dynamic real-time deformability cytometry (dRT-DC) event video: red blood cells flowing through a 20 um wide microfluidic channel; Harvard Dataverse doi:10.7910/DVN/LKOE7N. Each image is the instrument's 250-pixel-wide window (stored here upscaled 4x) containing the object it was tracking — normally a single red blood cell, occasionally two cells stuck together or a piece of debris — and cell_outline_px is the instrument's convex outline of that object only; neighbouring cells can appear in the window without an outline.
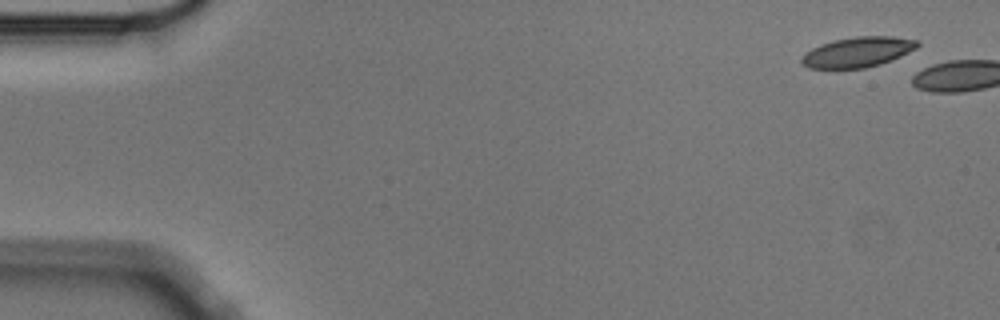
{"species": "Egyptian fruit bat (a non-hibernating species)", "species_latin": "Rousettus aegyptiacus", "temperature_condition": "cold", "stored_images_in_passage": 4, "camera_frame_rate_fps": 3000, "um_per_image_px": 0.085, "animal": {"sex": "male"}, "frame": {"image": 1, "passage_image": 1, "time_ms": 0.0, "image_size_px": [1000, 320], "cell_outline_px": [[920, 44], [916, 48], [900, 56], [880, 64], [864, 68], [808, 68], [800, 64], [800, 60], [812, 48], [820, 44], [836, 40], [856, 36], [892, 36], [920, 40]], "centroid_in_image_um": [72.92, 4.42], "position_along_channel_um": 12.1, "area_um2": 20.23}}